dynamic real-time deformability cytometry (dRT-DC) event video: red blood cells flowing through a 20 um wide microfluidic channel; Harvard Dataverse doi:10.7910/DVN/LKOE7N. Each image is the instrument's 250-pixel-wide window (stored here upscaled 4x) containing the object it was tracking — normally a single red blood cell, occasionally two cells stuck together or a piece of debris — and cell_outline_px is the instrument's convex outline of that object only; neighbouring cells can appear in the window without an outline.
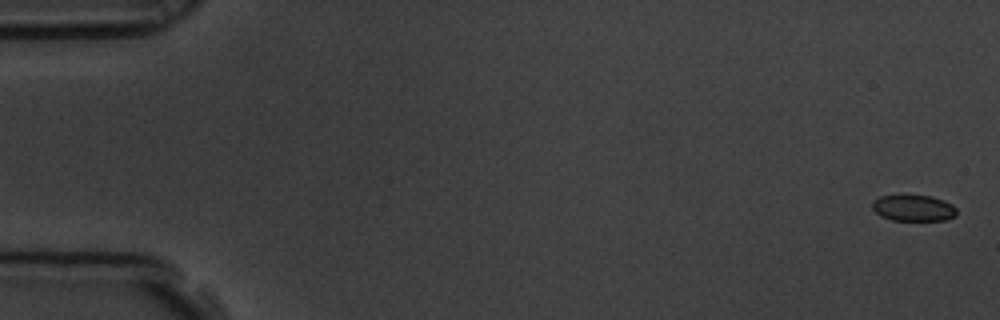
{"species": "common noctule bat (a hibernating species)", "species_latin": "Nyctalus noctula", "temperature_condition": "room temperature", "stored_images_in_passage": 7, "camera_frame_rate_fps": 3000, "um_per_image_px": 0.085, "animal": {"sex": "male", "body_mass_g": 19.5, "forearm_length_mm": 54.6}, "frame": {"image": 1, "passage_image": 1, "time_ms": 0.0, "image_size_px": [1000, 320], "cell_outline_px": [[956, 216], [944, 220], [892, 220], [880, 216], [872, 208], [872, 200], [880, 196], [900, 192], [908, 192], [932, 196], [944, 200], [952, 204], [956, 208]], "centroid_in_image_um": [77.6, 17.61], "position_along_channel_um": 7.4, "area_um2": 13.7}}
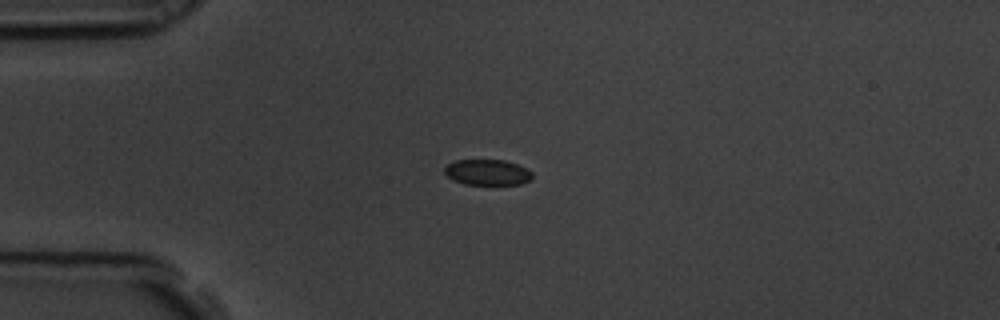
{"frame": {"image": 2, "passage_image": 5, "time_ms": 1.333, "image_size_px": [1000, 320], "cell_outline_px": [[532, 176], [528, 180], [520, 184], [464, 184], [452, 180], [444, 172], [444, 168], [448, 164], [456, 160], [504, 160], [516, 164], [532, 172]], "centroid_in_image_um": [41.39, 14.64], "position_along_channel_um": 43.6, "area_um2": 12.95}}
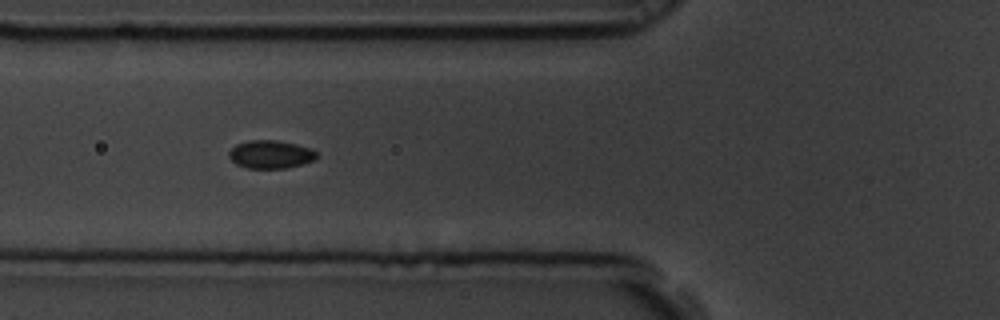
{"frame": {"image": 3, "passage_image": 7, "time_ms": 2.0, "image_size_px": [1000, 320], "cell_outline_px": [[320, 156], [316, 160], [304, 164], [284, 168], [248, 168], [236, 164], [228, 156], [228, 152], [236, 144], [248, 140], [276, 140], [296, 144], [312, 148]], "centroid_in_image_um": [23.04, 13.12], "position_along_channel_um": 102.8, "area_um2": 14.57}}